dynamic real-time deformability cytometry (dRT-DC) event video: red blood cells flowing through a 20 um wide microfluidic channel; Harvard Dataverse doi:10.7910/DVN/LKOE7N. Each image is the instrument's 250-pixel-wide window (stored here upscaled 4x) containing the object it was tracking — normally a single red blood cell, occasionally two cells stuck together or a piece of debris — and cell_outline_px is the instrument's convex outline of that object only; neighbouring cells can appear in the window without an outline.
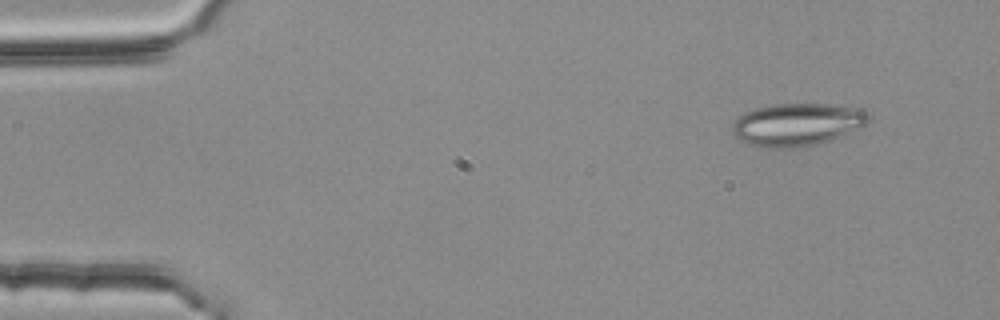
{"species": "common noctule bat (a hibernating species)", "species_latin": "Nyctalus noctula", "temperature_condition": "room temperature", "stored_images_in_passage": 50, "camera_frame_rate_fps": 3000, "um_per_image_px": 0.085, "animal": {"sex": "female", "body_mass_g": 25.1}, "frame": {"image": 1, "passage_image": 1, "time_ms": 0.0, "image_size_px": [1000, 320], "cell_outline_px": [[872, 116], [868, 124], [828, 140], [816, 144], [792, 148], [768, 148], [748, 144], [740, 140], [732, 132], [732, 124], [744, 112], [756, 108], [776, 104], [828, 104], [852, 108], [864, 112]], "centroid_in_image_um": [67.71, 10.59], "position_along_channel_um": 17.3, "area_um2": 33.41}}
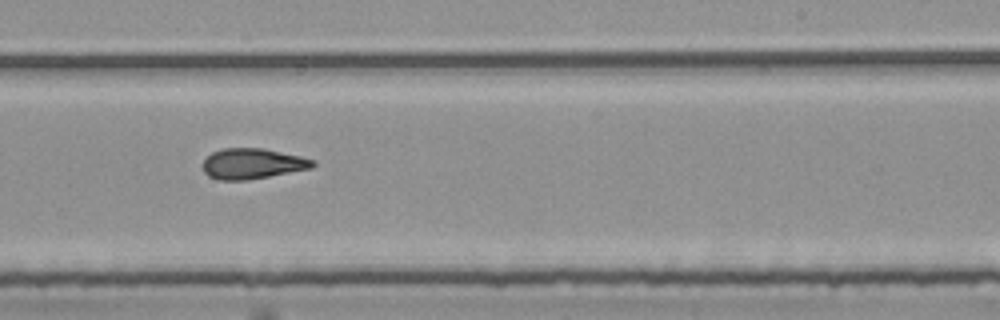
{"frame": {"image": 2, "passage_image": 29, "time_ms": 9.333, "image_size_px": [1000, 320], "cell_outline_px": [[316, 164], [312, 168], [248, 180], [220, 180], [208, 176], [204, 172], [200, 164], [212, 152], [224, 148], [264, 148], [300, 156], [316, 160]], "centroid_in_image_um": [21.44, 13.91], "position_along_channel_um": 267.6, "area_um2": 19.71}}
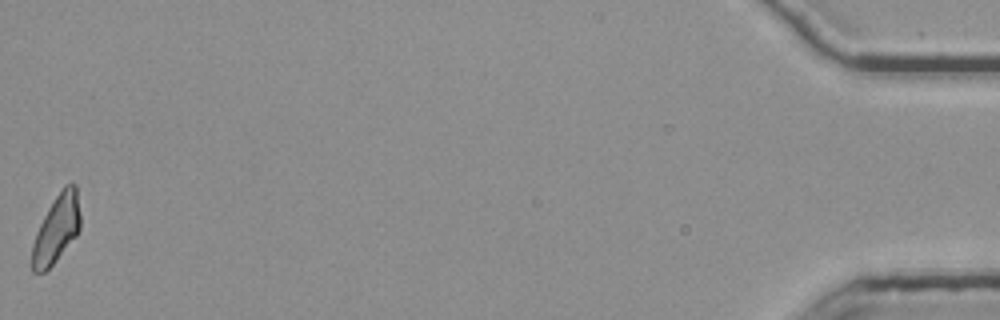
{"frame": {"image": 3, "passage_image": 50, "time_ms": 16.333, "image_size_px": [1000, 320], "cell_outline_px": [[80, 228], [76, 236], [52, 264], [44, 272], [32, 272], [32, 244], [36, 232], [48, 208], [64, 184], [76, 184], [80, 216]], "centroid_in_image_um": [4.8, 19.44], "position_along_channel_um": 430.4, "area_um2": 18.79}, "authors_computed_cell_mechanics": {"area_um2": 19.652, "velocity_mm_per_s": 3.7858, "shape_relaxation_time_tau1_ms": null, "shape_relaxation_time_tau2_ms": 2.8955, "deformation_change_tau1": null, "deformation_change_tau2": 0.119}}